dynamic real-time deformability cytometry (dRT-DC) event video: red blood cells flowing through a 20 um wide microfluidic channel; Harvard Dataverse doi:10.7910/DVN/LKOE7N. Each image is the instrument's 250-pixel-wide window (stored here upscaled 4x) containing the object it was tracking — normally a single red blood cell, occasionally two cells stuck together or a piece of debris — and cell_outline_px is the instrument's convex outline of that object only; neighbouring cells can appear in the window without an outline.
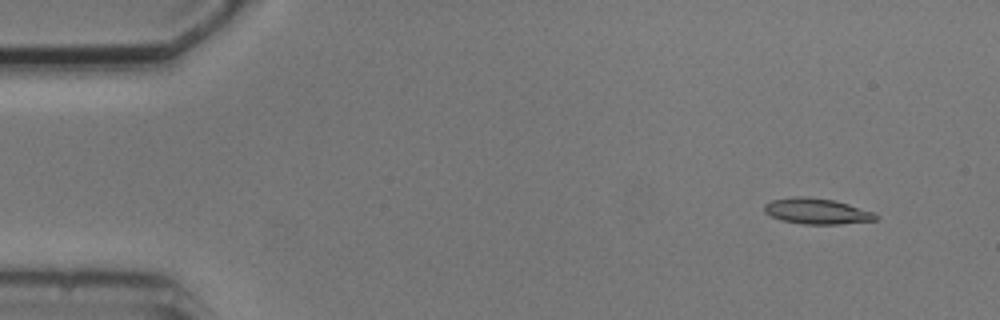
{"species": "common noctule bat (a hibernating species)", "species_latin": "Nyctalus noctula", "temperature_condition": "cold", "stored_images_in_passage": 5, "camera_frame_rate_fps": 3000, "um_per_image_px": 0.085, "animal": {"sex": "male", "body_mass_g": 20.5, "forearm_length_mm": 52.5}, "frame": {"image": 1, "passage_image": 2, "time_ms": 1.0, "image_size_px": [1000, 320], "cell_outline_px": [[880, 216], [876, 220], [840, 224], [804, 224], [780, 220], [764, 212], [764, 204], [772, 200], [792, 196], [804, 196], [836, 200], [876, 212]], "centroid_in_image_um": [69.46, 17.94], "position_along_channel_um": 15.5, "area_um2": 16.99}}